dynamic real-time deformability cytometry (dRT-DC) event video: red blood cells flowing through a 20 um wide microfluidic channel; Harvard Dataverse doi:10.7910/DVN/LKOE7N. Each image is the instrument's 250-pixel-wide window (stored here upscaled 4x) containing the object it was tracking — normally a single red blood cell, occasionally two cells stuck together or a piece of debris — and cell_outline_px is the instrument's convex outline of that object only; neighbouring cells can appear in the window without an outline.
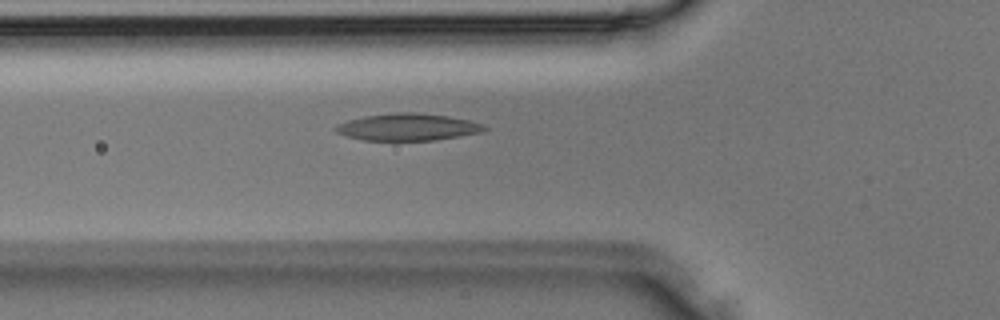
{"species": "Egyptian fruit bat (a non-hibernating species)", "species_latin": "Rousettus aegyptiacus", "temperature_condition": "room temperature", "stored_images_in_passage": 37, "camera_frame_rate_fps": 3000, "um_per_image_px": 0.085, "animal": {"sex": "male"}, "frame": {"image": 1, "passage_image": 13, "time_ms": 4.0, "image_size_px": [1000, 320], "cell_outline_px": [[488, 128], [484, 132], [436, 140], [364, 140], [348, 136], [336, 132], [332, 128], [336, 124], [348, 120], [364, 116], [392, 112], [416, 112], [448, 116], [468, 120], [484, 124]], "centroid_in_image_um": [34.66, 10.79], "position_along_channel_um": 91.1, "area_um2": 23.58}}
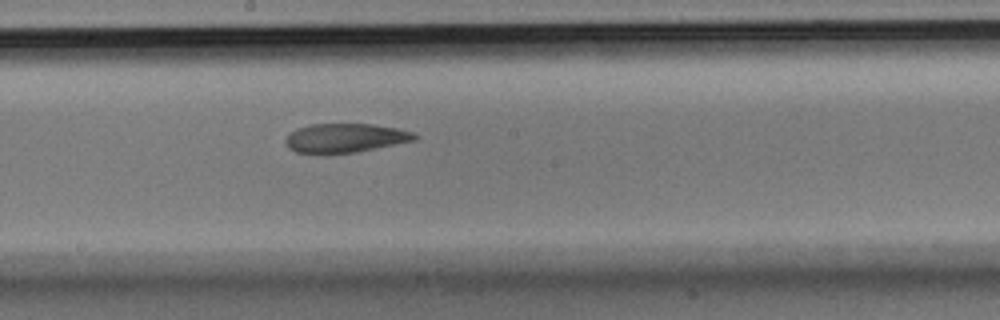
{"frame": {"image": 2, "passage_image": 20, "time_ms": 6.333, "image_size_px": [1000, 320], "cell_outline_px": [[416, 140], [356, 152], [296, 152], [288, 148], [284, 140], [288, 132], [296, 128], [308, 124], [372, 124], [400, 128], [412, 132], [416, 136]], "centroid_in_image_um": [29.31, 11.7], "position_along_channel_um": 218.9, "area_um2": 21.68}}
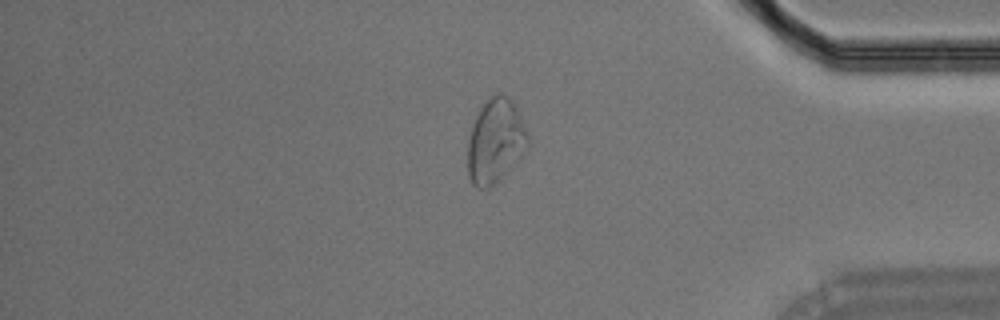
{"frame": {"image": 3, "passage_image": 31, "time_ms": 10.0, "image_size_px": [1000, 320], "cell_outline_px": [[528, 144], [524, 156], [500, 180], [488, 188], [476, 188], [472, 184], [468, 176], [468, 140], [476, 116], [480, 108], [496, 92], [504, 92], [512, 100], [528, 132]], "centroid_in_image_um": [42.13, 12.01], "position_along_channel_um": 393.1, "area_um2": 29.82}}